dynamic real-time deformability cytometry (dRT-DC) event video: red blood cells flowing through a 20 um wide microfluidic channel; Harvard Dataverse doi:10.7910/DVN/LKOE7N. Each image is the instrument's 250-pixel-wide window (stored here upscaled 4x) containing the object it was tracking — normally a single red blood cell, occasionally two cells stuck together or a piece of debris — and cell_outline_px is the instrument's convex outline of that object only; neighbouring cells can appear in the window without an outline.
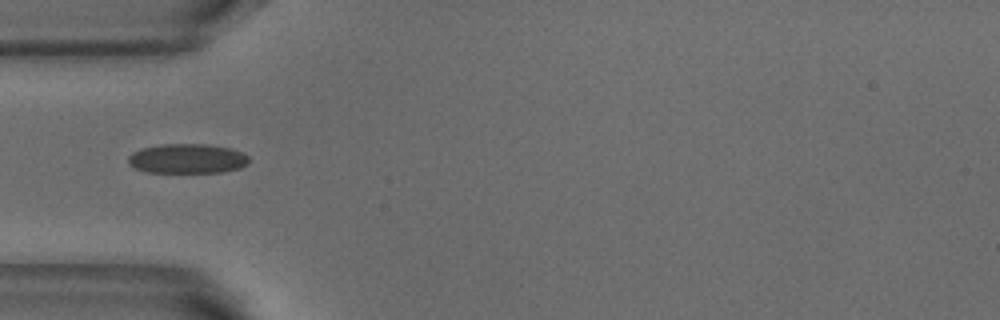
{"species": "common noctule bat (a hibernating species)", "species_latin": "Nyctalus noctula", "temperature_condition": "warm", "stored_images_in_passage": 3, "camera_frame_rate_fps": 3000, "um_per_image_px": 0.085, "animal": {"sex": "male", "body_mass_g": 18.8}, "frame": {"image": 1, "passage_image": 3, "time_ms": 0.667, "image_size_px": [1000, 320], "cell_outline_px": [[248, 164], [240, 168], [220, 172], [148, 172], [136, 168], [128, 164], [128, 156], [132, 152], [140, 148], [164, 144], [208, 144], [232, 148], [248, 156]], "centroid_in_image_um": [15.91, 13.47], "position_along_channel_um": 69.1, "area_um2": 20.87}}